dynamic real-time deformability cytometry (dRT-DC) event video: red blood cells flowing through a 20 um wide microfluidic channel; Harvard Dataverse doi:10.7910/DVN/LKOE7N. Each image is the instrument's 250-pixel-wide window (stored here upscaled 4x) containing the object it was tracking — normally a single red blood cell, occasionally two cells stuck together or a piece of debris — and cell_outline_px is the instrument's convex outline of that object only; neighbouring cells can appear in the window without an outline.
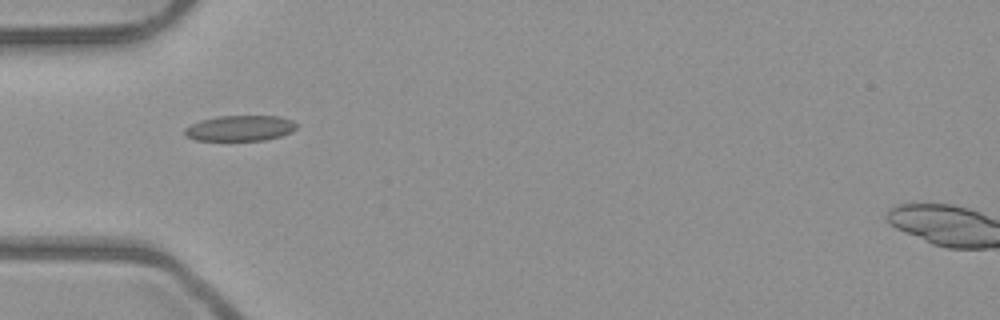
{"species": "common noctule bat (a hibernating species)", "species_latin": "Nyctalus noctula", "temperature_condition": "room temperature", "stored_images_in_passage": 36, "camera_frame_rate_fps": 3000, "um_per_image_px": 0.085, "animal": {"sex": "male", "body_mass_g": 23.1, "forearm_length_mm": 52.7}, "frame": {"image": 1, "passage_image": 1, "time_ms": 0.0, "image_size_px": [1000, 320], "cell_outline_px": [[296, 128], [292, 132], [280, 136], [264, 140], [196, 140], [184, 136], [184, 128], [200, 120], [216, 116], [280, 116], [292, 120], [296, 124]], "centroid_in_image_um": [20.38, 10.89], "position_along_channel_um": 64.6, "area_um2": 16.7}}
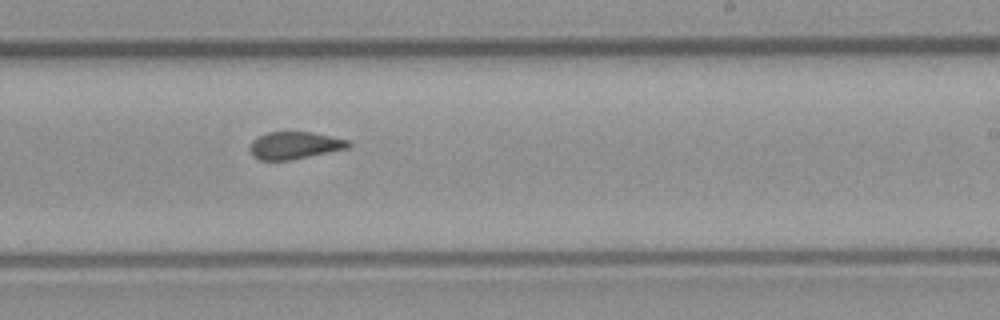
{"frame": {"image": 2, "passage_image": 16, "time_ms": 5.0, "image_size_px": [1000, 320], "cell_outline_px": [[352, 144], [348, 148], [288, 160], [260, 160], [248, 148], [252, 140], [256, 136], [268, 132], [312, 132], [348, 140]], "centroid_in_image_um": [25.02, 12.34], "position_along_channel_um": 264.0, "area_um2": 15.49}}
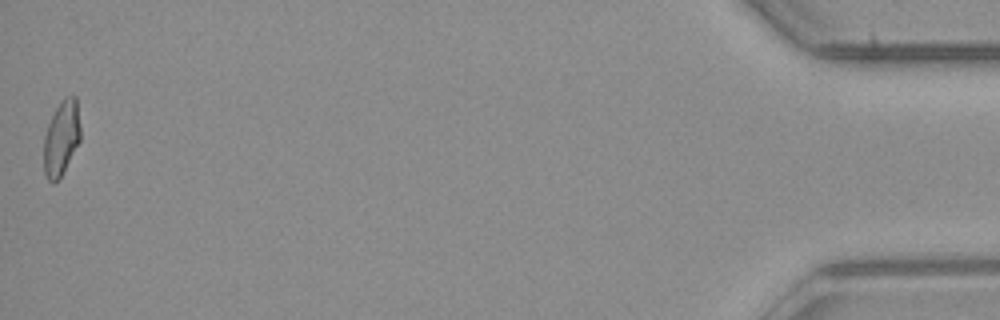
{"frame": {"image": 3, "passage_image": 36, "time_ms": 11.667, "image_size_px": [1000, 320], "cell_outline_px": [[80, 140], [60, 176], [52, 184], [48, 180], [44, 172], [44, 136], [48, 124], [56, 108], [64, 96], [76, 96], [80, 124]], "centroid_in_image_um": [5.21, 11.7], "position_along_channel_um": 430.0, "area_um2": 15.72}, "authors_computed_cell_mechanics": {"area_um2": 16.2996, "velocity_mm_per_s": 3.9946, "shape_relaxation_time_tau1_ms": null, "shape_relaxation_time_tau2_ms": 1.3446, "deformation_change_tau1": null, "deformation_change_tau2": 0.0713}}